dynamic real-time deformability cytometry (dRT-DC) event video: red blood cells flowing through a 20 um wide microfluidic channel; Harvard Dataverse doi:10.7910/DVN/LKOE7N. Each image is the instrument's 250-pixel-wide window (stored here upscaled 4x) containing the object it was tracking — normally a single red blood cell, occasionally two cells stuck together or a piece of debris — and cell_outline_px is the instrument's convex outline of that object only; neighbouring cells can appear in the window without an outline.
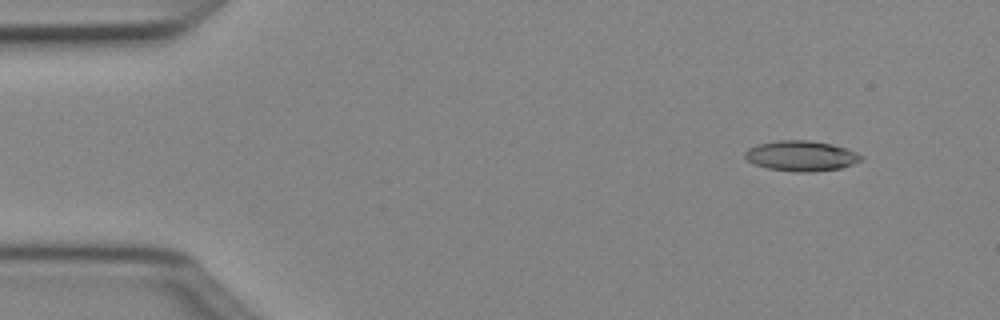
{"species": "Egyptian fruit bat (a non-hibernating species)", "species_latin": "Rousettus aegyptiacus", "temperature_condition": "cold", "stored_images_in_passage": 50, "camera_frame_rate_fps": 3000, "um_per_image_px": 0.085, "animal": {"sex": "female"}, "frame": {"image": 1, "passage_image": 5, "time_ms": 1.333, "image_size_px": [1000, 320], "cell_outline_px": [[864, 156], [860, 160], [852, 164], [840, 168], [808, 172], [796, 172], [768, 168], [752, 164], [744, 156], [744, 152], [748, 148], [756, 144], [776, 140], [808, 140], [832, 144], [856, 152]], "centroid_in_image_um": [68.05, 13.24], "position_along_channel_um": 17.0, "area_um2": 20.52}}
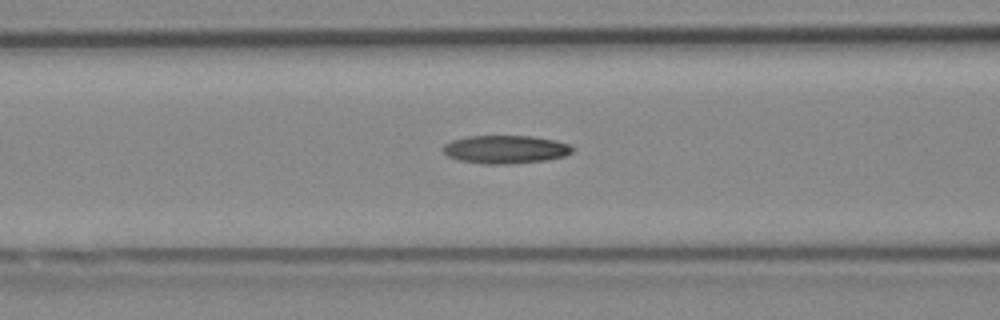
{"frame": {"image": 2, "passage_image": 20, "time_ms": 6.333, "image_size_px": [1000, 320], "cell_outline_px": [[572, 152], [564, 156], [548, 160], [512, 164], [484, 164], [460, 160], [448, 156], [444, 152], [444, 144], [452, 140], [468, 136], [532, 136], [556, 140], [568, 144], [572, 148]], "centroid_in_image_um": [42.98, 12.7], "position_along_channel_um": 123.6, "area_um2": 21.21}}
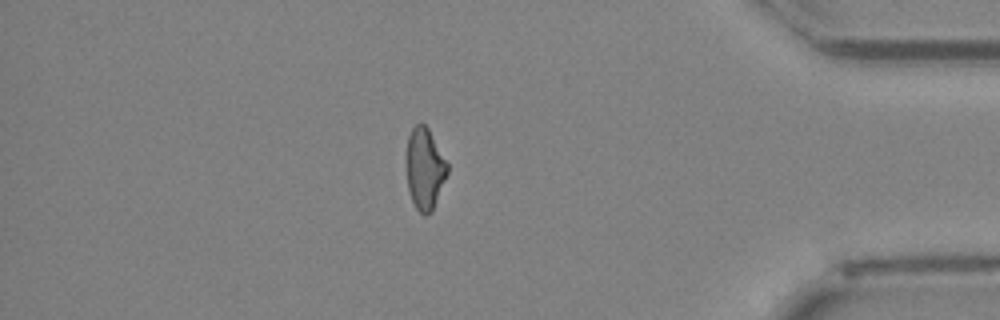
{"frame": {"image": 3, "passage_image": 43, "time_ms": 14.0, "image_size_px": [1000, 320], "cell_outline_px": [[448, 172], [432, 212], [424, 216], [416, 208], [412, 200], [408, 188], [404, 164], [408, 136], [412, 128], [416, 124], [424, 124], [428, 128], [448, 164]], "centroid_in_image_um": [36.07, 14.34], "position_along_channel_um": 399.1, "area_um2": 19.71}, "authors_computed_cell_mechanics": {"area_um2": 20.2878, "velocity_mm_per_s": 4.0634, "shape_relaxation_time_tau1_ms": 7.9051, "shape_relaxation_time_tau2_ms": 5.0642, "deformation_change_tau1": 0.1932, "deformation_change_tau2": 0.1552}}